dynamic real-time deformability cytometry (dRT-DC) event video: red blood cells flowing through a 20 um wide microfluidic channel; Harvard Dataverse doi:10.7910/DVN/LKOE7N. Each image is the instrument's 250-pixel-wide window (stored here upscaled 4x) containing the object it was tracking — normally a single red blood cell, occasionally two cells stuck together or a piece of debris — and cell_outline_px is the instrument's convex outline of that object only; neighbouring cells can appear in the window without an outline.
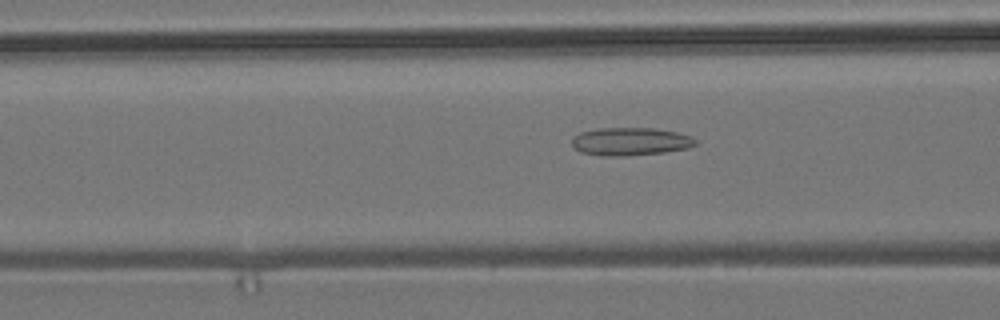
{"species": "common noctule bat (a hibernating species)", "species_latin": "Nyctalus noctula", "temperature_condition": "room temperature", "stored_images_in_passage": 55, "camera_frame_rate_fps": 3000, "um_per_image_px": 0.085, "animal": {"sex": "male", "body_mass_g": 19.2, "forearm_length_mm": 51.8}, "frame": {"image": 1, "passage_image": 21, "time_ms": 6.667, "image_size_px": [1000, 320], "cell_outline_px": [[696, 144], [688, 148], [664, 152], [624, 156], [600, 156], [580, 152], [572, 148], [572, 136], [580, 132], [600, 128], [652, 128], [676, 132], [692, 136], [696, 140]], "centroid_in_image_um": [53.53, 12.03], "position_along_channel_um": 113.1, "area_um2": 20.29}}
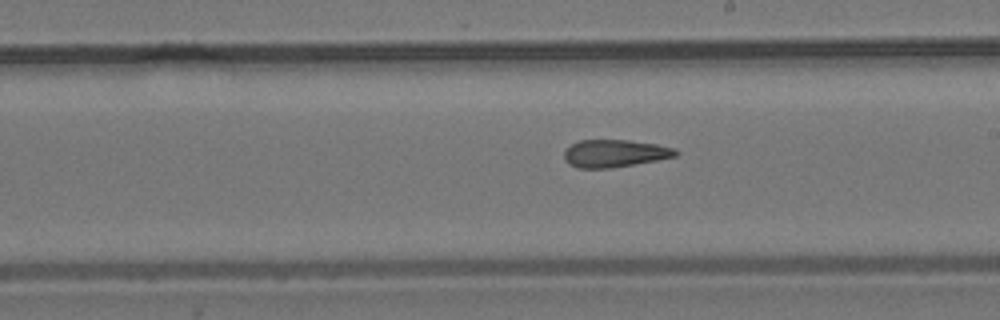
{"frame": {"image": 2, "passage_image": 31, "time_ms": 10.0, "image_size_px": [1000, 320], "cell_outline_px": [[680, 152], [676, 156], [656, 160], [612, 168], [576, 168], [568, 164], [564, 160], [564, 152], [572, 144], [580, 140], [628, 140], [656, 144], [676, 148]], "centroid_in_image_um": [52.25, 13.04], "position_along_channel_um": 236.8, "area_um2": 17.92}}
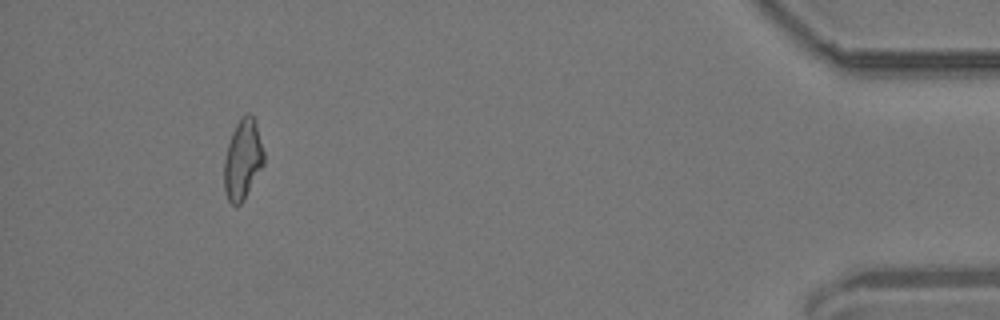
{"frame": {"image": 3, "passage_image": 51, "time_ms": 16.667, "image_size_px": [1000, 320], "cell_outline_px": [[264, 164], [244, 200], [240, 204], [232, 204], [228, 200], [224, 188], [224, 160], [228, 144], [232, 132], [240, 116], [248, 112], [256, 120], [264, 152]], "centroid_in_image_um": [20.64, 13.53], "position_along_channel_um": 414.6, "area_um2": 18.67}, "authors_computed_cell_mechanics": {"area_um2": 18.9584, "velocity_mm_per_s": 3.7112, "shape_relaxation_time_tau1_ms": null, "shape_relaxation_time_tau2_ms": 4.0552, "deformation_change_tau1": null, "deformation_change_tau2": 0.1412}}